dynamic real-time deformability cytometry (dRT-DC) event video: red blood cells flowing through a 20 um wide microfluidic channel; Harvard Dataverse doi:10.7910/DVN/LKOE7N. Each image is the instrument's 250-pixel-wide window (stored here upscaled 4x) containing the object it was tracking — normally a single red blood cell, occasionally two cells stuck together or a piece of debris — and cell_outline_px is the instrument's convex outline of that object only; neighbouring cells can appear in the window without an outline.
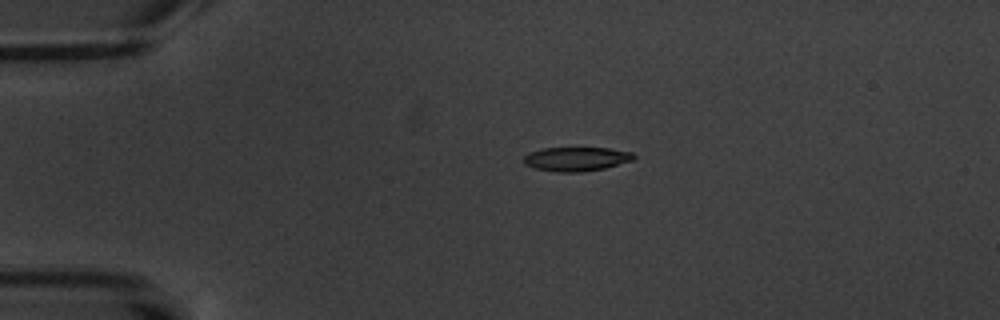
{"species": "common noctule bat (a hibernating species)", "species_latin": "Nyctalus noctula", "temperature_condition": "warm", "stored_images_in_passage": 5, "camera_frame_rate_fps": 3000, "um_per_image_px": 0.085, "animal": {"sex": "male", "body_mass_g": 20.1, "forearm_length_mm": 53.5}, "frame": {"image": 1, "passage_image": 4, "time_ms": 4.0, "image_size_px": [1000, 320], "cell_outline_px": [[636, 156], [632, 160], [604, 168], [580, 172], [556, 172], [536, 168], [524, 164], [524, 156], [528, 152], [544, 148], [608, 148], [632, 152]], "centroid_in_image_um": [48.97, 13.51], "position_along_channel_um": 36.0, "area_um2": 15.32}}